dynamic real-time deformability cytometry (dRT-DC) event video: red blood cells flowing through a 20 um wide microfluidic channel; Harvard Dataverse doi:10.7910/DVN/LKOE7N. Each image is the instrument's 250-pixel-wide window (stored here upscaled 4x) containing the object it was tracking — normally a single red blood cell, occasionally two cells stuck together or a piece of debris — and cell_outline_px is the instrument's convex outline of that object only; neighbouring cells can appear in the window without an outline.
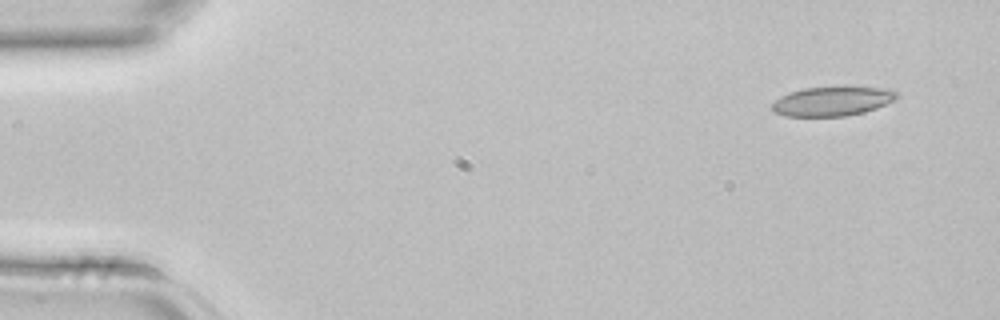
{"species": "common noctule bat (a hibernating species)", "species_latin": "Nyctalus noctula", "temperature_condition": "room temperature", "stored_images_in_passage": 4, "camera_frame_rate_fps": 3000, "um_per_image_px": 0.085, "animal": {"sex": "female", "body_mass_g": 22.7, "forearm_length_mm": 54.2}, "frame": {"image": 1, "passage_image": 1, "time_ms": 0.0, "image_size_px": [1000, 320], "cell_outline_px": [[900, 96], [896, 100], [876, 108], [864, 112], [844, 116], [784, 116], [772, 112], [772, 104], [780, 96], [804, 88], [844, 84], [892, 88]], "centroid_in_image_um": [70.83, 8.55], "position_along_channel_um": 14.2, "area_um2": 22.31}}